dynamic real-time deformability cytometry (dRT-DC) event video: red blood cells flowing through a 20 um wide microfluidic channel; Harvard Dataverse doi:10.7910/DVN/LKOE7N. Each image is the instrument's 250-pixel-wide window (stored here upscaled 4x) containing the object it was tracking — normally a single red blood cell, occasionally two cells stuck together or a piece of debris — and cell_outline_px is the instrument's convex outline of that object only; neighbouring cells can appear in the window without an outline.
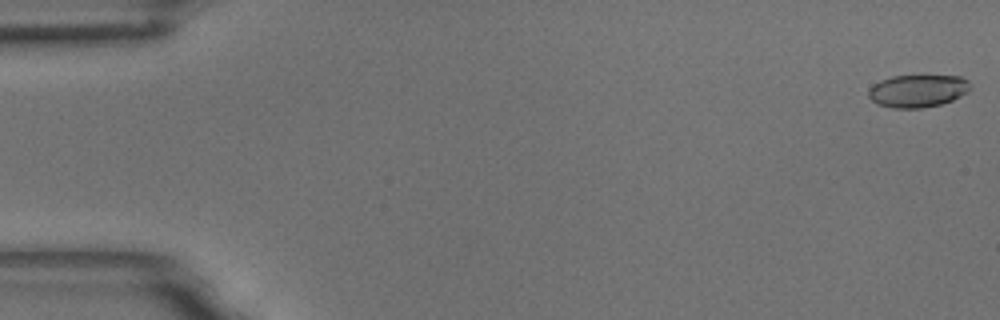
{"species": "common noctule bat (a hibernating species)", "species_latin": "Nyctalus noctula", "temperature_condition": "room temperature", "stored_images_in_passage": 57, "camera_frame_rate_fps": 3000, "um_per_image_px": 0.085, "animal": {"sex": "male", "body_mass_g": 18.8}, "frame": {"image": 1, "passage_image": 1, "time_ms": 0.0, "image_size_px": [1000, 320], "cell_outline_px": [[972, 88], [968, 92], [952, 100], [940, 104], [920, 108], [892, 108], [876, 104], [868, 96], [868, 88], [872, 84], [880, 80], [892, 76], [960, 76], [968, 80], [972, 84]], "centroid_in_image_um": [78.0, 7.72], "position_along_channel_um": 7.0, "area_um2": 19.54}}
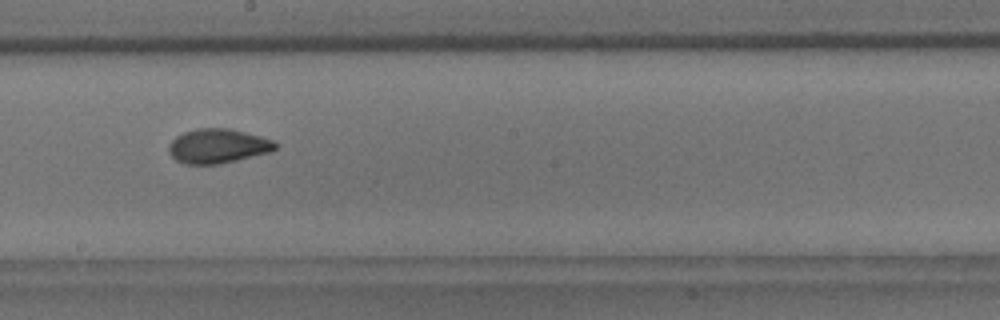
{"frame": {"image": 2, "passage_image": 32, "time_ms": 10.333, "image_size_px": [1000, 320], "cell_outline_px": [[276, 148], [272, 152], [220, 164], [184, 164], [176, 160], [168, 152], [168, 144], [176, 136], [184, 132], [196, 128], [232, 128], [260, 136], [272, 140], [276, 144]], "centroid_in_image_um": [18.5, 12.41], "position_along_channel_um": 229.7, "area_um2": 21.56}}
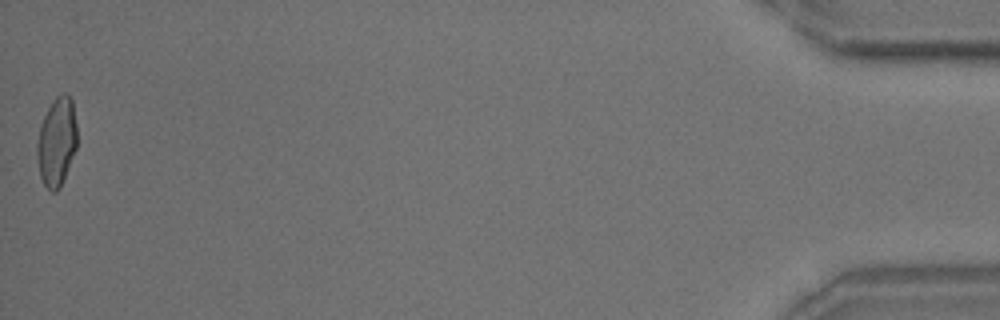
{"frame": {"image": 3, "passage_image": 57, "time_ms": 18.667, "image_size_px": [1000, 320], "cell_outline_px": [[76, 148], [60, 188], [56, 192], [52, 192], [44, 184], [40, 176], [36, 156], [36, 144], [40, 124], [52, 100], [60, 92], [68, 92], [72, 100], [76, 124]], "centroid_in_image_um": [4.8, 12.02], "position_along_channel_um": 430.4, "area_um2": 20.87}, "authors_computed_cell_mechanics": {"area_um2": 20.7502, "velocity_mm_per_s": 3.5607, "shape_relaxation_time_tau1_ms": 6.8388, "shape_relaxation_time_tau2_ms": 1.2089, "deformation_change_tau1": 0.1658, "deformation_change_tau2": 0.0678}}